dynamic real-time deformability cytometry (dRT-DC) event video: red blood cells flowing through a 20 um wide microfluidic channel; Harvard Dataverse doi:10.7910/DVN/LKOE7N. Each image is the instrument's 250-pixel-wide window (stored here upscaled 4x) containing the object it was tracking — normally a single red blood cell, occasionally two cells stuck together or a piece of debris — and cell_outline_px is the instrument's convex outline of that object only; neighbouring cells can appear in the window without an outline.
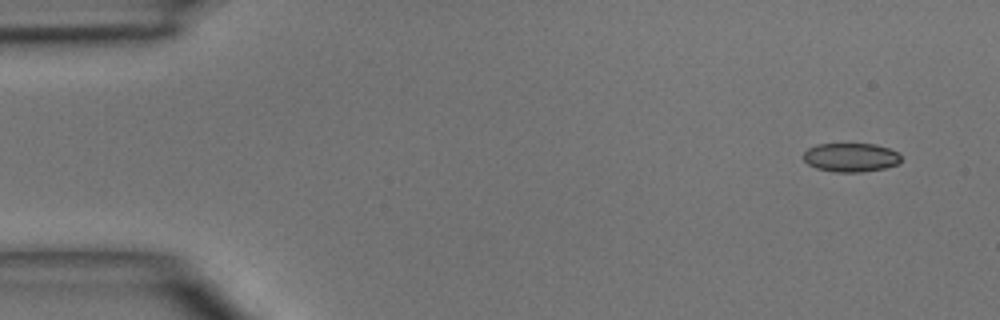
{"species": "common noctule bat (a hibernating species)", "species_latin": "Nyctalus noctula", "temperature_condition": "room temperature", "stored_images_in_passage": 6, "camera_frame_rate_fps": 3000, "um_per_image_px": 0.085, "animal": {"sex": "male", "body_mass_g": 15.6}, "frame": {"image": 1, "passage_image": 1, "time_ms": 0.0, "image_size_px": [1000, 320], "cell_outline_px": [[900, 160], [896, 164], [884, 168], [860, 172], [836, 172], [816, 168], [808, 164], [804, 160], [804, 152], [808, 148], [816, 144], [876, 144], [888, 148], [896, 152], [900, 156]], "centroid_in_image_um": [72.28, 13.37], "position_along_channel_um": 12.7, "area_um2": 16.24}}
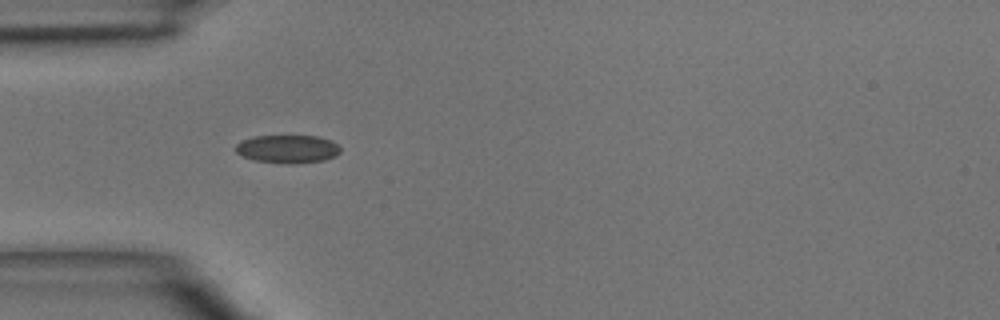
{"frame": {"image": 2, "passage_image": 4, "time_ms": 3.667, "image_size_px": [1000, 320], "cell_outline_px": [[340, 152], [336, 156], [324, 160], [292, 164], [288, 164], [256, 160], [244, 156], [236, 152], [236, 144], [240, 140], [256, 136], [316, 136], [328, 140], [336, 144], [340, 148]], "centroid_in_image_um": [24.44, 12.66], "position_along_channel_um": 60.6, "area_um2": 16.99}}
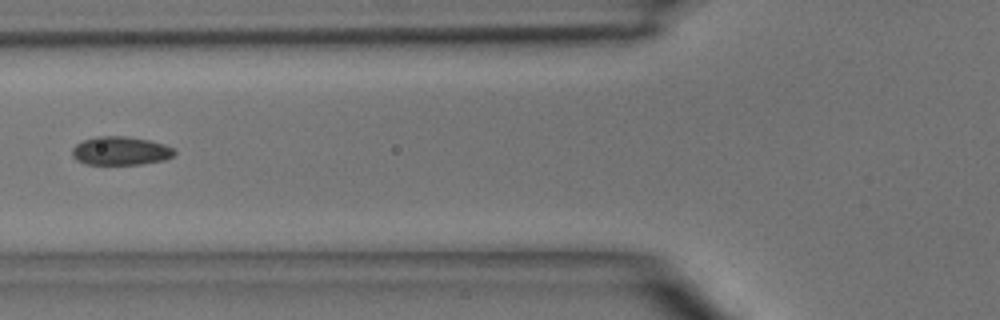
{"frame": {"image": 3, "passage_image": 5, "time_ms": 5.0, "image_size_px": [1000, 320], "cell_outline_px": [[176, 152], [172, 156], [164, 160], [140, 164], [84, 164], [76, 160], [72, 156], [72, 148], [76, 144], [84, 140], [96, 136], [128, 136], [148, 140], [164, 144], [172, 148]], "centroid_in_image_um": [10.22, 12.82], "position_along_channel_um": 115.6, "area_um2": 16.99}}